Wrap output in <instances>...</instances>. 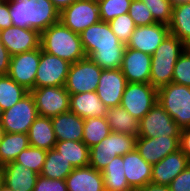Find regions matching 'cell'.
I'll return each instance as SVG.
<instances>
[{
    "label": "cell",
    "mask_w": 190,
    "mask_h": 191,
    "mask_svg": "<svg viewBox=\"0 0 190 191\" xmlns=\"http://www.w3.org/2000/svg\"><path fill=\"white\" fill-rule=\"evenodd\" d=\"M29 92L25 87L17 84L8 74L0 75V107L2 111L14 106Z\"/></svg>",
    "instance_id": "34"
},
{
    "label": "cell",
    "mask_w": 190,
    "mask_h": 191,
    "mask_svg": "<svg viewBox=\"0 0 190 191\" xmlns=\"http://www.w3.org/2000/svg\"><path fill=\"white\" fill-rule=\"evenodd\" d=\"M33 191H68L65 180L51 179L39 175Z\"/></svg>",
    "instance_id": "41"
},
{
    "label": "cell",
    "mask_w": 190,
    "mask_h": 191,
    "mask_svg": "<svg viewBox=\"0 0 190 191\" xmlns=\"http://www.w3.org/2000/svg\"><path fill=\"white\" fill-rule=\"evenodd\" d=\"M46 154L47 151L44 149L29 146L18 154L15 162L24 165L26 168L33 170L40 175Z\"/></svg>",
    "instance_id": "35"
},
{
    "label": "cell",
    "mask_w": 190,
    "mask_h": 191,
    "mask_svg": "<svg viewBox=\"0 0 190 191\" xmlns=\"http://www.w3.org/2000/svg\"><path fill=\"white\" fill-rule=\"evenodd\" d=\"M57 141H82L84 118L72 111L61 113L51 118Z\"/></svg>",
    "instance_id": "24"
},
{
    "label": "cell",
    "mask_w": 190,
    "mask_h": 191,
    "mask_svg": "<svg viewBox=\"0 0 190 191\" xmlns=\"http://www.w3.org/2000/svg\"><path fill=\"white\" fill-rule=\"evenodd\" d=\"M76 0H51L53 5L61 12L64 8L68 7Z\"/></svg>",
    "instance_id": "47"
},
{
    "label": "cell",
    "mask_w": 190,
    "mask_h": 191,
    "mask_svg": "<svg viewBox=\"0 0 190 191\" xmlns=\"http://www.w3.org/2000/svg\"><path fill=\"white\" fill-rule=\"evenodd\" d=\"M40 62V47L10 58L8 75L28 91L35 89V76Z\"/></svg>",
    "instance_id": "14"
},
{
    "label": "cell",
    "mask_w": 190,
    "mask_h": 191,
    "mask_svg": "<svg viewBox=\"0 0 190 191\" xmlns=\"http://www.w3.org/2000/svg\"><path fill=\"white\" fill-rule=\"evenodd\" d=\"M179 145L190 162V127L181 129Z\"/></svg>",
    "instance_id": "44"
},
{
    "label": "cell",
    "mask_w": 190,
    "mask_h": 191,
    "mask_svg": "<svg viewBox=\"0 0 190 191\" xmlns=\"http://www.w3.org/2000/svg\"><path fill=\"white\" fill-rule=\"evenodd\" d=\"M0 40L11 56L40 47L41 34L34 29L11 26L0 31Z\"/></svg>",
    "instance_id": "15"
},
{
    "label": "cell",
    "mask_w": 190,
    "mask_h": 191,
    "mask_svg": "<svg viewBox=\"0 0 190 191\" xmlns=\"http://www.w3.org/2000/svg\"><path fill=\"white\" fill-rule=\"evenodd\" d=\"M39 116L33 95L29 92L14 106L3 111L1 125L6 133L28 134Z\"/></svg>",
    "instance_id": "7"
},
{
    "label": "cell",
    "mask_w": 190,
    "mask_h": 191,
    "mask_svg": "<svg viewBox=\"0 0 190 191\" xmlns=\"http://www.w3.org/2000/svg\"><path fill=\"white\" fill-rule=\"evenodd\" d=\"M123 157L117 156L102 171L105 191H134L127 183Z\"/></svg>",
    "instance_id": "29"
},
{
    "label": "cell",
    "mask_w": 190,
    "mask_h": 191,
    "mask_svg": "<svg viewBox=\"0 0 190 191\" xmlns=\"http://www.w3.org/2000/svg\"><path fill=\"white\" fill-rule=\"evenodd\" d=\"M126 84L121 69H103L95 92L107 108L119 106Z\"/></svg>",
    "instance_id": "17"
},
{
    "label": "cell",
    "mask_w": 190,
    "mask_h": 191,
    "mask_svg": "<svg viewBox=\"0 0 190 191\" xmlns=\"http://www.w3.org/2000/svg\"><path fill=\"white\" fill-rule=\"evenodd\" d=\"M99 21L98 2L91 0H76L60 12V22L78 34Z\"/></svg>",
    "instance_id": "10"
},
{
    "label": "cell",
    "mask_w": 190,
    "mask_h": 191,
    "mask_svg": "<svg viewBox=\"0 0 190 191\" xmlns=\"http://www.w3.org/2000/svg\"><path fill=\"white\" fill-rule=\"evenodd\" d=\"M40 46L43 51L71 64L87 57L80 34L71 31L60 21L41 33Z\"/></svg>",
    "instance_id": "3"
},
{
    "label": "cell",
    "mask_w": 190,
    "mask_h": 191,
    "mask_svg": "<svg viewBox=\"0 0 190 191\" xmlns=\"http://www.w3.org/2000/svg\"><path fill=\"white\" fill-rule=\"evenodd\" d=\"M179 140L180 136L137 137L135 148L146 162L154 165L180 149Z\"/></svg>",
    "instance_id": "16"
},
{
    "label": "cell",
    "mask_w": 190,
    "mask_h": 191,
    "mask_svg": "<svg viewBox=\"0 0 190 191\" xmlns=\"http://www.w3.org/2000/svg\"><path fill=\"white\" fill-rule=\"evenodd\" d=\"M170 191H190V164L168 185Z\"/></svg>",
    "instance_id": "42"
},
{
    "label": "cell",
    "mask_w": 190,
    "mask_h": 191,
    "mask_svg": "<svg viewBox=\"0 0 190 191\" xmlns=\"http://www.w3.org/2000/svg\"><path fill=\"white\" fill-rule=\"evenodd\" d=\"M2 114H3V111H2V109L0 107V122H1V119H2Z\"/></svg>",
    "instance_id": "52"
},
{
    "label": "cell",
    "mask_w": 190,
    "mask_h": 191,
    "mask_svg": "<svg viewBox=\"0 0 190 191\" xmlns=\"http://www.w3.org/2000/svg\"><path fill=\"white\" fill-rule=\"evenodd\" d=\"M4 133H5L4 128L2 127L1 122H0V142L2 141Z\"/></svg>",
    "instance_id": "50"
},
{
    "label": "cell",
    "mask_w": 190,
    "mask_h": 191,
    "mask_svg": "<svg viewBox=\"0 0 190 191\" xmlns=\"http://www.w3.org/2000/svg\"><path fill=\"white\" fill-rule=\"evenodd\" d=\"M84 51L101 69H120L126 45L112 32L108 22L99 21L81 34Z\"/></svg>",
    "instance_id": "1"
},
{
    "label": "cell",
    "mask_w": 190,
    "mask_h": 191,
    "mask_svg": "<svg viewBox=\"0 0 190 191\" xmlns=\"http://www.w3.org/2000/svg\"><path fill=\"white\" fill-rule=\"evenodd\" d=\"M71 63L51 55L40 46V62L35 76V88L65 86Z\"/></svg>",
    "instance_id": "13"
},
{
    "label": "cell",
    "mask_w": 190,
    "mask_h": 191,
    "mask_svg": "<svg viewBox=\"0 0 190 191\" xmlns=\"http://www.w3.org/2000/svg\"><path fill=\"white\" fill-rule=\"evenodd\" d=\"M74 167L55 149L47 151L40 175L51 179L65 180Z\"/></svg>",
    "instance_id": "32"
},
{
    "label": "cell",
    "mask_w": 190,
    "mask_h": 191,
    "mask_svg": "<svg viewBox=\"0 0 190 191\" xmlns=\"http://www.w3.org/2000/svg\"><path fill=\"white\" fill-rule=\"evenodd\" d=\"M102 70L103 69L89 57H85L84 59L71 64L65 83V89L69 94L95 91Z\"/></svg>",
    "instance_id": "9"
},
{
    "label": "cell",
    "mask_w": 190,
    "mask_h": 191,
    "mask_svg": "<svg viewBox=\"0 0 190 191\" xmlns=\"http://www.w3.org/2000/svg\"><path fill=\"white\" fill-rule=\"evenodd\" d=\"M158 90L150 83H127L120 105L141 120L155 105Z\"/></svg>",
    "instance_id": "8"
},
{
    "label": "cell",
    "mask_w": 190,
    "mask_h": 191,
    "mask_svg": "<svg viewBox=\"0 0 190 191\" xmlns=\"http://www.w3.org/2000/svg\"><path fill=\"white\" fill-rule=\"evenodd\" d=\"M132 0H101L98 2L100 20H110L128 13Z\"/></svg>",
    "instance_id": "36"
},
{
    "label": "cell",
    "mask_w": 190,
    "mask_h": 191,
    "mask_svg": "<svg viewBox=\"0 0 190 191\" xmlns=\"http://www.w3.org/2000/svg\"><path fill=\"white\" fill-rule=\"evenodd\" d=\"M187 46L176 36L168 34L151 57L150 84L157 90L172 83L173 71L179 56Z\"/></svg>",
    "instance_id": "4"
},
{
    "label": "cell",
    "mask_w": 190,
    "mask_h": 191,
    "mask_svg": "<svg viewBox=\"0 0 190 191\" xmlns=\"http://www.w3.org/2000/svg\"><path fill=\"white\" fill-rule=\"evenodd\" d=\"M151 55L132 48H125L121 71L127 83H150Z\"/></svg>",
    "instance_id": "19"
},
{
    "label": "cell",
    "mask_w": 190,
    "mask_h": 191,
    "mask_svg": "<svg viewBox=\"0 0 190 191\" xmlns=\"http://www.w3.org/2000/svg\"><path fill=\"white\" fill-rule=\"evenodd\" d=\"M30 146L44 149H54L57 142L51 118L38 116L30 126L28 132Z\"/></svg>",
    "instance_id": "26"
},
{
    "label": "cell",
    "mask_w": 190,
    "mask_h": 191,
    "mask_svg": "<svg viewBox=\"0 0 190 191\" xmlns=\"http://www.w3.org/2000/svg\"><path fill=\"white\" fill-rule=\"evenodd\" d=\"M106 117H89L84 119L83 142L89 148L97 145L111 133Z\"/></svg>",
    "instance_id": "33"
},
{
    "label": "cell",
    "mask_w": 190,
    "mask_h": 191,
    "mask_svg": "<svg viewBox=\"0 0 190 191\" xmlns=\"http://www.w3.org/2000/svg\"><path fill=\"white\" fill-rule=\"evenodd\" d=\"M9 0H0V31L13 26Z\"/></svg>",
    "instance_id": "43"
},
{
    "label": "cell",
    "mask_w": 190,
    "mask_h": 191,
    "mask_svg": "<svg viewBox=\"0 0 190 191\" xmlns=\"http://www.w3.org/2000/svg\"><path fill=\"white\" fill-rule=\"evenodd\" d=\"M152 13L157 23L169 25L172 19V4L170 0H141Z\"/></svg>",
    "instance_id": "38"
},
{
    "label": "cell",
    "mask_w": 190,
    "mask_h": 191,
    "mask_svg": "<svg viewBox=\"0 0 190 191\" xmlns=\"http://www.w3.org/2000/svg\"><path fill=\"white\" fill-rule=\"evenodd\" d=\"M30 93L40 116L52 118L69 111L70 94L65 86H45L32 89Z\"/></svg>",
    "instance_id": "11"
},
{
    "label": "cell",
    "mask_w": 190,
    "mask_h": 191,
    "mask_svg": "<svg viewBox=\"0 0 190 191\" xmlns=\"http://www.w3.org/2000/svg\"><path fill=\"white\" fill-rule=\"evenodd\" d=\"M128 14L136 27L157 23L148 7L141 0H132Z\"/></svg>",
    "instance_id": "40"
},
{
    "label": "cell",
    "mask_w": 190,
    "mask_h": 191,
    "mask_svg": "<svg viewBox=\"0 0 190 191\" xmlns=\"http://www.w3.org/2000/svg\"><path fill=\"white\" fill-rule=\"evenodd\" d=\"M136 138L129 134L111 132L97 145L89 148V166L102 172L114 157L133 151Z\"/></svg>",
    "instance_id": "5"
},
{
    "label": "cell",
    "mask_w": 190,
    "mask_h": 191,
    "mask_svg": "<svg viewBox=\"0 0 190 191\" xmlns=\"http://www.w3.org/2000/svg\"><path fill=\"white\" fill-rule=\"evenodd\" d=\"M0 191H13L9 187H7L5 184L1 187Z\"/></svg>",
    "instance_id": "51"
},
{
    "label": "cell",
    "mask_w": 190,
    "mask_h": 191,
    "mask_svg": "<svg viewBox=\"0 0 190 191\" xmlns=\"http://www.w3.org/2000/svg\"><path fill=\"white\" fill-rule=\"evenodd\" d=\"M29 146L28 134L5 132L0 142V167L15 161L18 154Z\"/></svg>",
    "instance_id": "30"
},
{
    "label": "cell",
    "mask_w": 190,
    "mask_h": 191,
    "mask_svg": "<svg viewBox=\"0 0 190 191\" xmlns=\"http://www.w3.org/2000/svg\"><path fill=\"white\" fill-rule=\"evenodd\" d=\"M70 111L81 118L106 117L108 108L95 91L70 94Z\"/></svg>",
    "instance_id": "25"
},
{
    "label": "cell",
    "mask_w": 190,
    "mask_h": 191,
    "mask_svg": "<svg viewBox=\"0 0 190 191\" xmlns=\"http://www.w3.org/2000/svg\"><path fill=\"white\" fill-rule=\"evenodd\" d=\"M172 6L178 5V4H182V3H187L190 2V0H170Z\"/></svg>",
    "instance_id": "48"
},
{
    "label": "cell",
    "mask_w": 190,
    "mask_h": 191,
    "mask_svg": "<svg viewBox=\"0 0 190 191\" xmlns=\"http://www.w3.org/2000/svg\"><path fill=\"white\" fill-rule=\"evenodd\" d=\"M172 83H177L190 87V48L187 47L186 50L179 56L176 61Z\"/></svg>",
    "instance_id": "39"
},
{
    "label": "cell",
    "mask_w": 190,
    "mask_h": 191,
    "mask_svg": "<svg viewBox=\"0 0 190 191\" xmlns=\"http://www.w3.org/2000/svg\"><path fill=\"white\" fill-rule=\"evenodd\" d=\"M13 26L31 28L40 34L60 21V11L51 0H9Z\"/></svg>",
    "instance_id": "2"
},
{
    "label": "cell",
    "mask_w": 190,
    "mask_h": 191,
    "mask_svg": "<svg viewBox=\"0 0 190 191\" xmlns=\"http://www.w3.org/2000/svg\"><path fill=\"white\" fill-rule=\"evenodd\" d=\"M169 33V26L163 23L138 26L134 29L126 47L152 56Z\"/></svg>",
    "instance_id": "18"
},
{
    "label": "cell",
    "mask_w": 190,
    "mask_h": 191,
    "mask_svg": "<svg viewBox=\"0 0 190 191\" xmlns=\"http://www.w3.org/2000/svg\"><path fill=\"white\" fill-rule=\"evenodd\" d=\"M4 185V178L2 173V168L0 167V189Z\"/></svg>",
    "instance_id": "49"
},
{
    "label": "cell",
    "mask_w": 190,
    "mask_h": 191,
    "mask_svg": "<svg viewBox=\"0 0 190 191\" xmlns=\"http://www.w3.org/2000/svg\"><path fill=\"white\" fill-rule=\"evenodd\" d=\"M11 55L0 40V75H7Z\"/></svg>",
    "instance_id": "45"
},
{
    "label": "cell",
    "mask_w": 190,
    "mask_h": 191,
    "mask_svg": "<svg viewBox=\"0 0 190 191\" xmlns=\"http://www.w3.org/2000/svg\"><path fill=\"white\" fill-rule=\"evenodd\" d=\"M122 157L127 183L133 190L151 183L152 165L140 156L136 148Z\"/></svg>",
    "instance_id": "21"
},
{
    "label": "cell",
    "mask_w": 190,
    "mask_h": 191,
    "mask_svg": "<svg viewBox=\"0 0 190 191\" xmlns=\"http://www.w3.org/2000/svg\"><path fill=\"white\" fill-rule=\"evenodd\" d=\"M134 191H170L168 186L156 185L153 183H148L147 185L140 187Z\"/></svg>",
    "instance_id": "46"
},
{
    "label": "cell",
    "mask_w": 190,
    "mask_h": 191,
    "mask_svg": "<svg viewBox=\"0 0 190 191\" xmlns=\"http://www.w3.org/2000/svg\"><path fill=\"white\" fill-rule=\"evenodd\" d=\"M157 101L181 129L190 127V87L169 83L158 89Z\"/></svg>",
    "instance_id": "6"
},
{
    "label": "cell",
    "mask_w": 190,
    "mask_h": 191,
    "mask_svg": "<svg viewBox=\"0 0 190 191\" xmlns=\"http://www.w3.org/2000/svg\"><path fill=\"white\" fill-rule=\"evenodd\" d=\"M109 25L112 32L117 36L118 40L127 45L131 35L133 34L136 25L131 19L128 13L120 15L112 20H110Z\"/></svg>",
    "instance_id": "37"
},
{
    "label": "cell",
    "mask_w": 190,
    "mask_h": 191,
    "mask_svg": "<svg viewBox=\"0 0 190 191\" xmlns=\"http://www.w3.org/2000/svg\"><path fill=\"white\" fill-rule=\"evenodd\" d=\"M54 149L74 168L89 166V147L83 141H57Z\"/></svg>",
    "instance_id": "31"
},
{
    "label": "cell",
    "mask_w": 190,
    "mask_h": 191,
    "mask_svg": "<svg viewBox=\"0 0 190 191\" xmlns=\"http://www.w3.org/2000/svg\"><path fill=\"white\" fill-rule=\"evenodd\" d=\"M168 26L170 34L190 47V2L172 7V19Z\"/></svg>",
    "instance_id": "28"
},
{
    "label": "cell",
    "mask_w": 190,
    "mask_h": 191,
    "mask_svg": "<svg viewBox=\"0 0 190 191\" xmlns=\"http://www.w3.org/2000/svg\"><path fill=\"white\" fill-rule=\"evenodd\" d=\"M65 182L68 191H105L102 172L91 166L74 168Z\"/></svg>",
    "instance_id": "22"
},
{
    "label": "cell",
    "mask_w": 190,
    "mask_h": 191,
    "mask_svg": "<svg viewBox=\"0 0 190 191\" xmlns=\"http://www.w3.org/2000/svg\"><path fill=\"white\" fill-rule=\"evenodd\" d=\"M181 128L157 101L150 111L139 121L137 137L155 138L180 136Z\"/></svg>",
    "instance_id": "12"
},
{
    "label": "cell",
    "mask_w": 190,
    "mask_h": 191,
    "mask_svg": "<svg viewBox=\"0 0 190 191\" xmlns=\"http://www.w3.org/2000/svg\"><path fill=\"white\" fill-rule=\"evenodd\" d=\"M106 120L112 132L138 136L139 120L134 118L121 105L108 108Z\"/></svg>",
    "instance_id": "27"
},
{
    "label": "cell",
    "mask_w": 190,
    "mask_h": 191,
    "mask_svg": "<svg viewBox=\"0 0 190 191\" xmlns=\"http://www.w3.org/2000/svg\"><path fill=\"white\" fill-rule=\"evenodd\" d=\"M189 164L187 156L178 149L152 165L151 183L168 186Z\"/></svg>",
    "instance_id": "20"
},
{
    "label": "cell",
    "mask_w": 190,
    "mask_h": 191,
    "mask_svg": "<svg viewBox=\"0 0 190 191\" xmlns=\"http://www.w3.org/2000/svg\"><path fill=\"white\" fill-rule=\"evenodd\" d=\"M2 168L4 184L13 191H33L39 174L15 161Z\"/></svg>",
    "instance_id": "23"
}]
</instances>
